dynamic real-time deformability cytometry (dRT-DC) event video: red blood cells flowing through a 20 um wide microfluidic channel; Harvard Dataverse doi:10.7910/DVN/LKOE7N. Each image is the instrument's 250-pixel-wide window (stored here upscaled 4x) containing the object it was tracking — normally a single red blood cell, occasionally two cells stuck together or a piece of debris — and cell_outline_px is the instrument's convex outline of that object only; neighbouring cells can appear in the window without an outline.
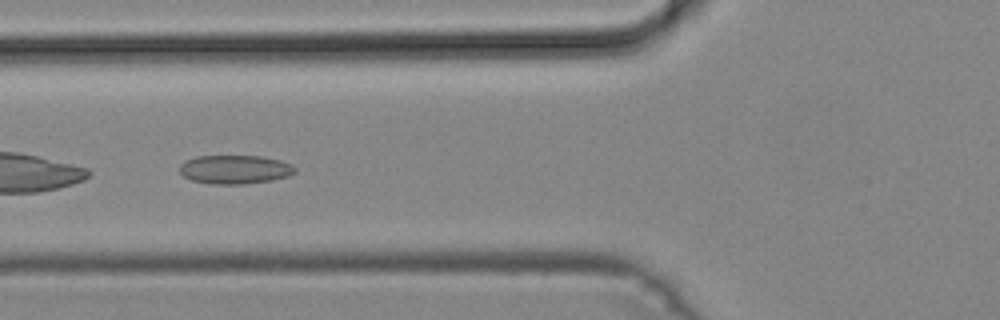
{"species": "common noctule bat (a hibernating species)", "species_latin": "Nyctalus noctula", "temperature_condition": "cold", "stored_images_in_passage": 48, "camera_frame_rate_fps": 3000, "um_per_image_px": 0.085, "animal": {"sex": "male", "body_mass_g": 19.2, "forearm_length_mm": 51.8}, "frame": {"image": 1, "passage_image": 18, "time_ms": 5.667, "image_size_px": [1000, 320], "cell_outline_px": [[296, 172], [288, 176], [272, 180], [244, 184], [208, 184], [192, 180], [184, 176], [180, 172], [180, 164], [184, 160], [196, 156], [260, 156], [280, 160], [292, 164], [296, 168]], "centroid_in_image_um": [19.96, 14.4], "position_along_channel_um": 105.8, "area_um2": 19.48}}
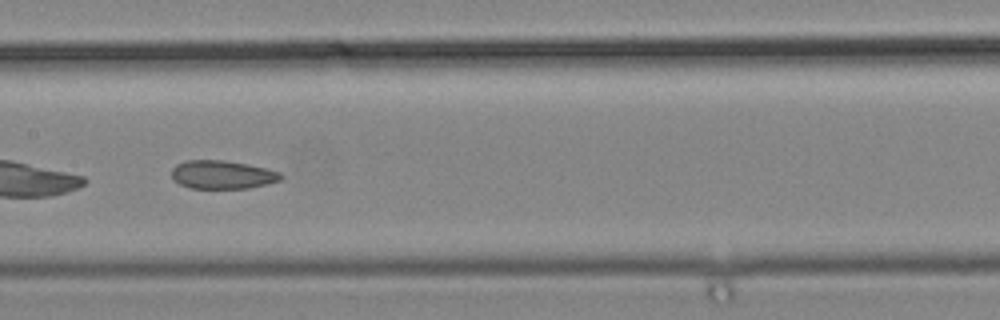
{"frame": {"image": 2, "passage_image": 24, "time_ms": 7.667, "image_size_px": [1000, 320], "cell_outline_px": [[284, 176], [280, 180], [268, 184], [248, 188], [192, 188], [180, 184], [172, 180], [172, 168], [176, 164], [184, 160], [224, 160], [248, 164], [280, 172]], "centroid_in_image_um": [18.88, 14.84], "position_along_channel_um": 188.5, "area_um2": 18.15}}
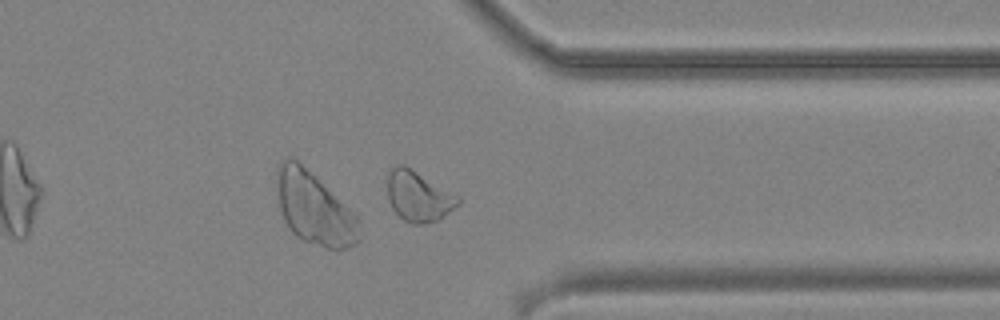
{"frame": {"image": 3, "passage_image": 38, "time_ms": 12.333, "image_size_px": [1000, 320], "cell_outline_px": [[460, 204], [440, 220], [424, 224], [412, 224], [404, 220], [392, 208], [388, 200], [388, 172], [392, 164], [404, 164], [460, 196]], "centroid_in_image_um": [35.58, 16.67], "position_along_channel_um": 375.8, "area_um2": 21.1}}